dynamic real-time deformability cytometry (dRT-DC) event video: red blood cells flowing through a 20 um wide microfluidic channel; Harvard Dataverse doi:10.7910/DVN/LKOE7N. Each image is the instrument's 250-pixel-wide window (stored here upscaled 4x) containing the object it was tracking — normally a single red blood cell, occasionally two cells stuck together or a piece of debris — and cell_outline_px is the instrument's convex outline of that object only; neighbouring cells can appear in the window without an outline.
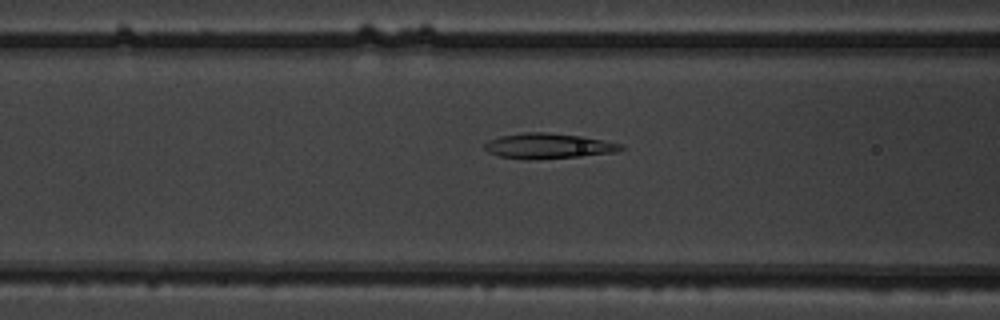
{"species": "common noctule bat (a hibernating species)", "species_latin": "Nyctalus noctula", "temperature_condition": "warm", "stored_images_in_passage": 38, "camera_frame_rate_fps": 3000, "um_per_image_px": 0.085, "animal": {"sex": "male", "body_mass_g": 19.5, "forearm_length_mm": 54.6}, "frame": {"image": 1, "passage_image": 6, "time_ms": 1.667, "image_size_px": [1000, 320], "cell_outline_px": [[624, 148], [616, 152], [580, 156], [528, 160], [524, 160], [500, 156], [488, 152], [484, 148], [484, 144], [488, 140], [500, 136], [524, 132], [544, 132], [584, 136], [624, 144]], "centroid_in_image_um": [46.61, 12.4], "position_along_channel_um": 120.0, "area_um2": 20.23}}
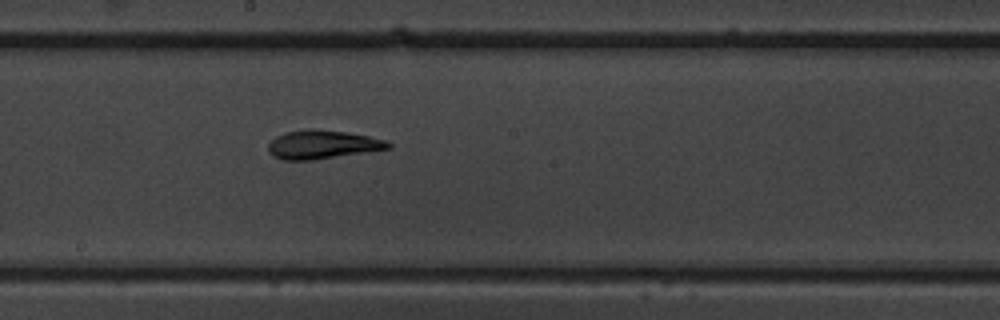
{"frame": {"image": 2, "passage_image": 14, "time_ms": 4.333, "image_size_px": [1000, 320], "cell_outline_px": [[392, 148], [312, 160], [284, 160], [272, 156], [268, 152], [268, 144], [276, 136], [284, 132], [308, 128], [312, 128], [348, 132], [388, 140], [392, 144]], "centroid_in_image_um": [27.4, 12.27], "position_along_channel_um": 220.8, "area_um2": 20.23}}
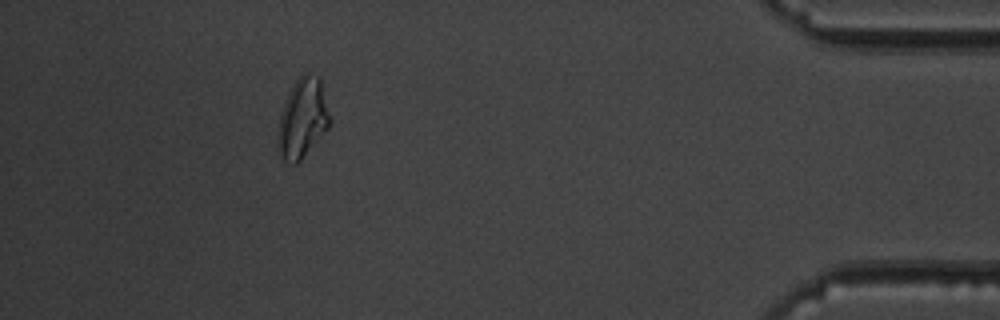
{"frame": {"image": 3, "passage_image": 33, "time_ms": 10.667, "image_size_px": [1000, 320], "cell_outline_px": [[332, 120], [328, 128], [300, 160], [296, 164], [292, 164], [284, 160], [280, 156], [276, 148], [276, 144], [280, 116], [288, 92], [292, 84], [304, 72], [308, 72], [316, 76], [320, 80]], "centroid_in_image_um": [25.7, 10.06], "position_along_channel_um": 409.5, "area_um2": 24.1}, "authors_computed_cell_mechanics": {"area_um2": 19.8832, "velocity_mm_per_s": 3.7833, "shape_relaxation_time_tau1_ms": 5.5077, "shape_relaxation_time_tau2_ms": 2.0116, "deformation_change_tau1": 0.2233, "deformation_change_tau2": 0.1145}}